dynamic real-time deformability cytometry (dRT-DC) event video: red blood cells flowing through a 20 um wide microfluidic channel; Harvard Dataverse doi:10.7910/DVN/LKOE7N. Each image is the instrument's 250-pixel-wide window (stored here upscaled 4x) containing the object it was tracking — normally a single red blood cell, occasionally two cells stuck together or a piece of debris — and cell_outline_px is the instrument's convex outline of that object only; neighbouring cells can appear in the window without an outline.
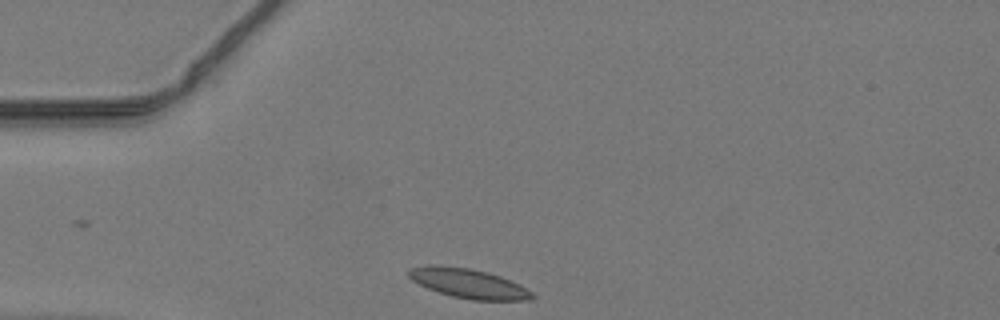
{"species": "common noctule bat (a hibernating species)", "species_latin": "Nyctalus noctula", "temperature_condition": "warm", "stored_images_in_passage": 30, "camera_frame_rate_fps": 3000, "um_per_image_px": 0.085, "animal": {"sex": "male", "body_mass_g": 19.2, "forearm_length_mm": 51.8}, "frame": {"image": 1, "passage_image": 1, "time_ms": 0.0, "image_size_px": [1000, 320], "cell_outline_px": [[536, 296], [528, 300], [472, 300], [452, 296], [428, 288], [412, 280], [408, 276], [408, 272], [412, 268], [436, 264], [472, 268], [488, 272], [500, 276], [532, 292]], "centroid_in_image_um": [39.81, 24.08], "position_along_channel_um": 45.2, "area_um2": 20.92}}
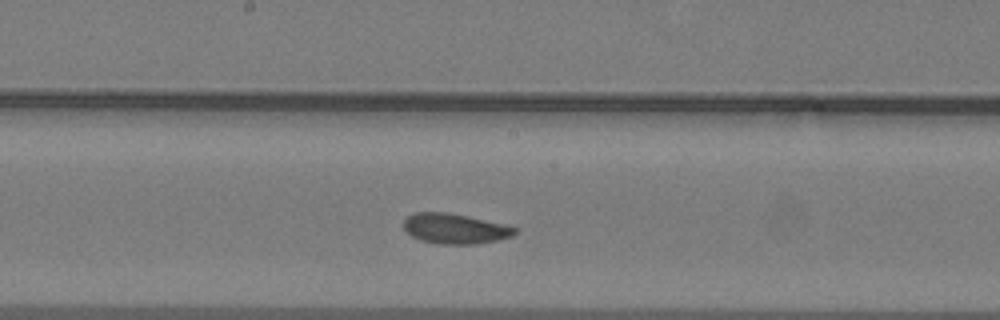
{"frame": {"image": 2, "passage_image": 14, "time_ms": 4.333, "image_size_px": [1000, 320], "cell_outline_px": [[516, 232], [512, 236], [496, 240], [476, 244], [440, 244], [420, 240], [412, 236], [404, 228], [404, 220], [412, 212], [448, 212], [468, 216], [504, 224], [516, 228]], "centroid_in_image_um": [38.65, 19.43], "position_along_channel_um": 209.6, "area_um2": 19.48}}
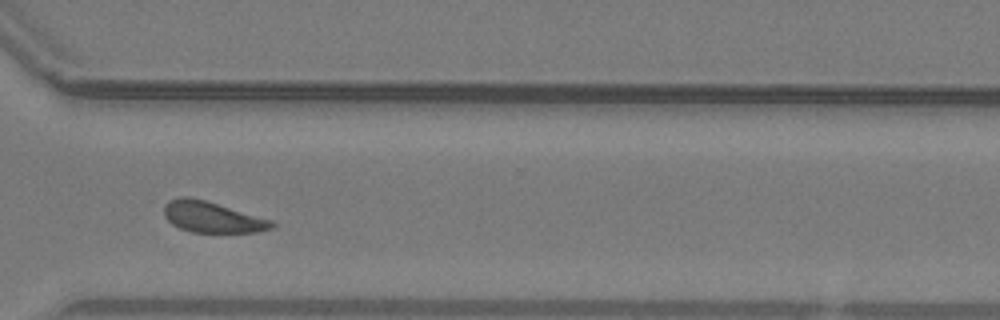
{"frame": {"image": 3, "passage_image": 24, "time_ms": 7.667, "image_size_px": [1000, 320], "cell_outline_px": [[276, 224], [272, 228], [256, 232], [192, 232], [180, 228], [172, 224], [164, 216], [164, 204], [168, 200], [180, 196], [188, 196], [204, 200], [272, 220]], "centroid_in_image_um": [18.0, 18.44], "position_along_channel_um": 352.6, "area_um2": 19.31}}